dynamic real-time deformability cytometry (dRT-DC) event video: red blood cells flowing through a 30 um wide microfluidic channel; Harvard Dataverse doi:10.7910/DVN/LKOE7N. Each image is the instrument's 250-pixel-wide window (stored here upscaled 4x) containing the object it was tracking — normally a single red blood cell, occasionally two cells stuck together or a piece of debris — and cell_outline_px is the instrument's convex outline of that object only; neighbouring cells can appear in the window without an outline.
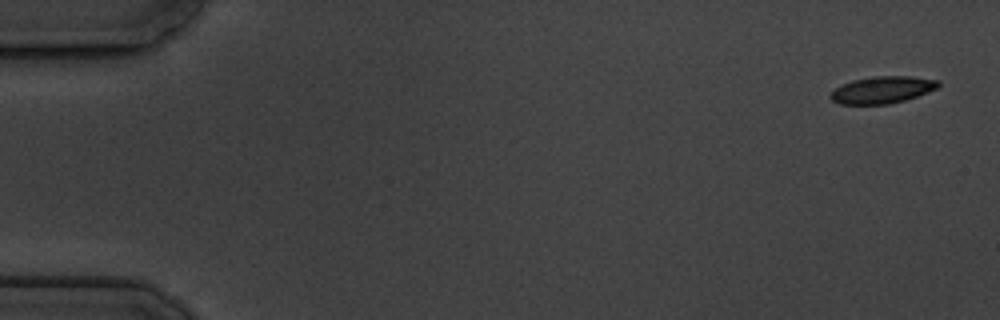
{"species": "common noctule bat (a hibernating species)", "species_latin": "Nyctalus noctula", "temperature_condition": "cold", "stored_images_in_passage": 9, "camera_frame_rate_fps": 3000, "um_per_image_px": 0.085, "animal": {"sex": "male", "body_mass_g": 19.5, "forearm_length_mm": 54.6}, "frame": {"image": 1, "passage_image": 1, "time_ms": 0.0, "image_size_px": [1000, 320], "cell_outline_px": [[940, 84], [936, 88], [928, 92], [904, 100], [888, 104], [840, 104], [832, 100], [828, 96], [836, 88], [852, 80], [872, 76], [912, 76], [940, 80]], "centroid_in_image_um": [75.0, 7.63], "position_along_channel_um": 10.0, "area_um2": 16.88}}
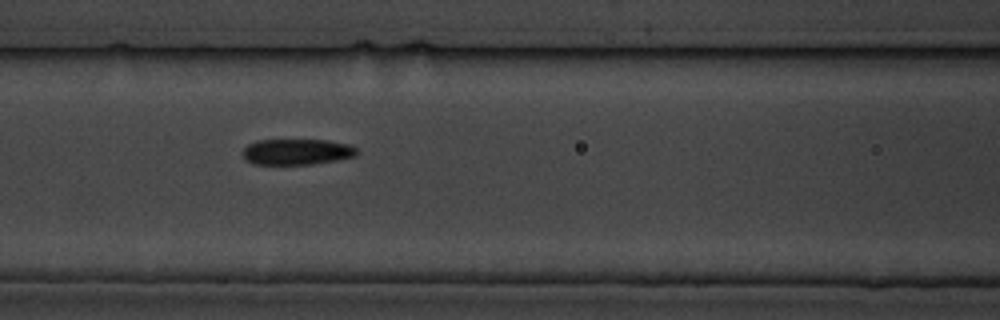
{"frame": {"image": 2, "passage_image": 7, "time_ms": 7.667, "image_size_px": [1000, 320], "cell_outline_px": [[360, 152], [356, 156], [336, 160], [312, 164], [252, 164], [244, 160], [244, 148], [248, 144], [256, 140], [328, 140], [348, 144], [356, 148]], "centroid_in_image_um": [25.24, 12.9], "position_along_channel_um": 141.4, "area_um2": 17.28}}
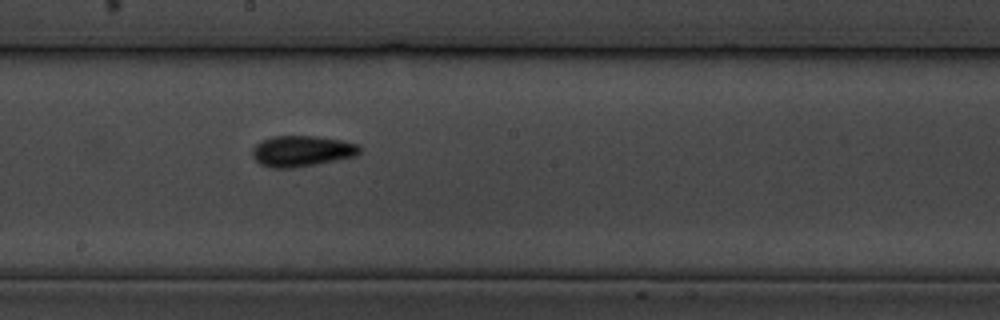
{"frame": {"image": 3, "passage_image": 9, "time_ms": 10.0, "image_size_px": [1000, 320], "cell_outline_px": [[360, 152], [356, 156], [316, 164], [292, 168], [272, 168], [260, 164], [252, 156], [252, 148], [260, 140], [272, 136], [312, 136], [340, 140], [360, 144]], "centroid_in_image_um": [25.63, 12.84], "position_along_channel_um": 222.6, "area_um2": 19.36}}